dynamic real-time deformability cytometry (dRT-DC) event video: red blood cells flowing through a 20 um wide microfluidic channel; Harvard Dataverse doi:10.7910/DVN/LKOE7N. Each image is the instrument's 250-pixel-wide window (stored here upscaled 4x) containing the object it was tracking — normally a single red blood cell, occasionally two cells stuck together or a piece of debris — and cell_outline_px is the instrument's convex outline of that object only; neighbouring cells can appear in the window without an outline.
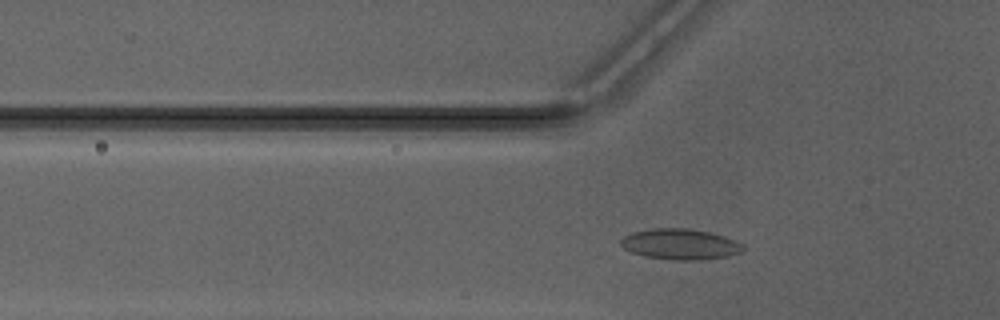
{"species": "Egyptian fruit bat (a non-hibernating species)", "species_latin": "Rousettus aegyptiacus", "temperature_condition": "warm", "stored_images_in_passage": 27, "camera_frame_rate_fps": 3000, "um_per_image_px": 0.085, "animal": {"sex": "male"}, "frame": {"image": 1, "passage_image": 2, "time_ms": 0.333, "image_size_px": [1000, 320], "cell_outline_px": [[744, 248], [740, 252], [728, 256], [700, 260], [676, 260], [644, 256], [632, 252], [624, 248], [620, 244], [620, 240], [624, 236], [632, 232], [652, 228], [684, 228], [708, 232], [724, 236], [736, 240], [744, 244]], "centroid_in_image_um": [57.82, 20.75], "position_along_channel_um": 68.0, "area_um2": 21.85}}
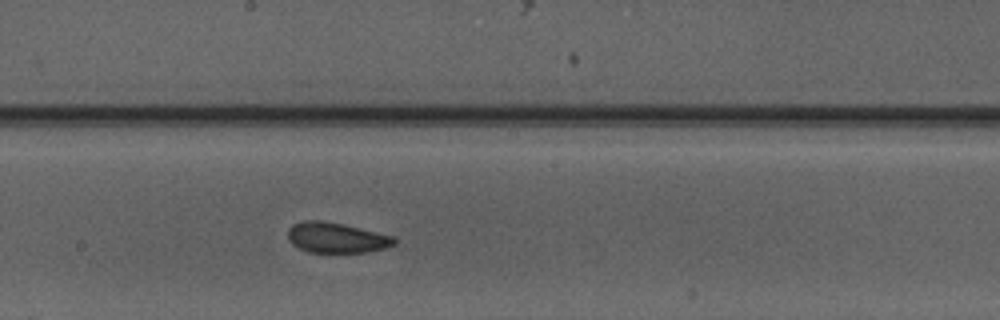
{"frame": {"image": 2, "passage_image": 13, "time_ms": 4.0, "image_size_px": [1000, 320], "cell_outline_px": [[396, 244], [388, 248], [368, 252], [308, 252], [292, 244], [288, 240], [288, 228], [292, 224], [304, 220], [320, 220], [344, 224], [392, 236], [396, 240]], "centroid_in_image_um": [28.58, 20.2], "position_along_channel_um": 219.6, "area_um2": 18.9}}
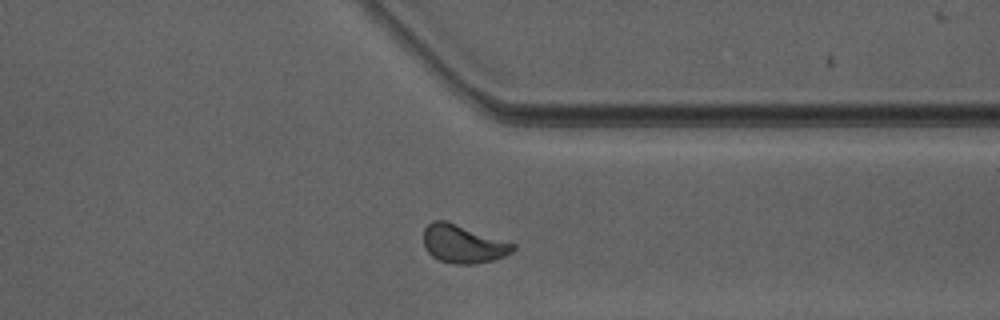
{"frame": {"image": 3, "passage_image": 24, "time_ms": 7.667, "image_size_px": [1000, 320], "cell_outline_px": [[516, 248], [512, 252], [504, 256], [492, 260], [476, 264], [452, 264], [440, 260], [432, 256], [424, 248], [424, 228], [432, 220], [448, 220], [516, 244]], "centroid_in_image_um": [39.36, 20.72], "position_along_channel_um": 372.0, "area_um2": 20.17}, "authors_computed_cell_mechanics": {"area_um2": 19.363, "velocity_mm_per_s": 4.1779, "shape_relaxation_time_tau1_ms": 2.7806, "shape_relaxation_time_tau2_ms": 0.9882, "deformation_change_tau1": 0.065, "deformation_change_tau2": 0.0646}}